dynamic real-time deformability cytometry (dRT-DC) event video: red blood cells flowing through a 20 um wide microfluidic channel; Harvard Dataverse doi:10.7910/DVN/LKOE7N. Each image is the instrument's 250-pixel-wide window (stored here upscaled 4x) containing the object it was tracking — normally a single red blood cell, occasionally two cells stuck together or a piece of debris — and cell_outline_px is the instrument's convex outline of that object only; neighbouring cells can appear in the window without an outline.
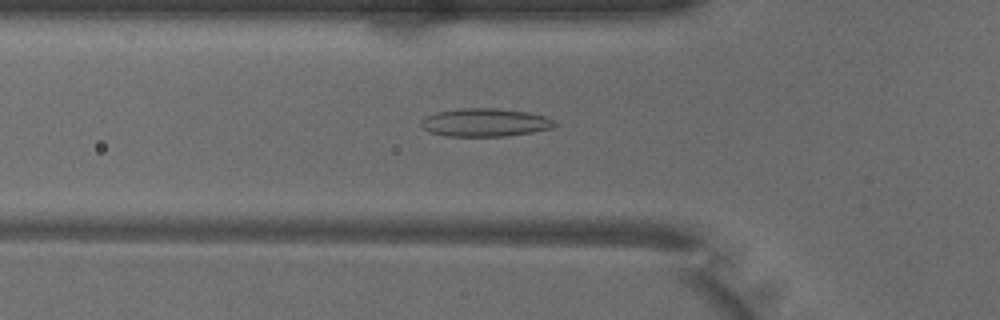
{"species": "common noctule bat (a hibernating species)", "species_latin": "Nyctalus noctula", "temperature_condition": "warm", "stored_images_in_passage": 49, "camera_frame_rate_fps": 3000, "um_per_image_px": 0.085, "animal": {"sex": "male", "body_mass_g": 18.8}, "frame": {"image": 1, "passage_image": 16, "time_ms": 5.0, "image_size_px": [1000, 320], "cell_outline_px": [[560, 124], [552, 128], [532, 132], [504, 136], [448, 136], [428, 132], [420, 124], [420, 120], [424, 116], [436, 112], [460, 108], [500, 108], [528, 112], [544, 116], [556, 120]], "centroid_in_image_um": [41.24, 10.4], "position_along_channel_um": 84.6, "area_um2": 22.2}}
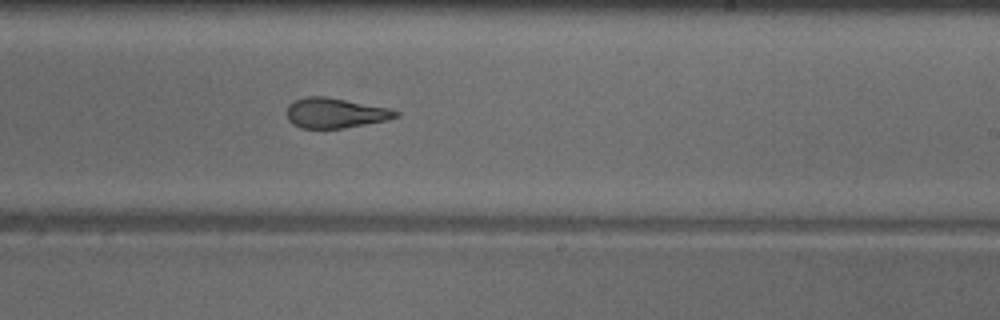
{"frame": {"image": 2, "passage_image": 29, "time_ms": 9.333, "image_size_px": [1000, 320], "cell_outline_px": [[400, 116], [388, 120], [344, 128], [300, 128], [292, 124], [288, 120], [288, 104], [296, 100], [308, 96], [328, 96], [392, 108], [400, 112]], "centroid_in_image_um": [28.55, 9.6], "position_along_channel_um": 260.4, "area_um2": 19.36}}
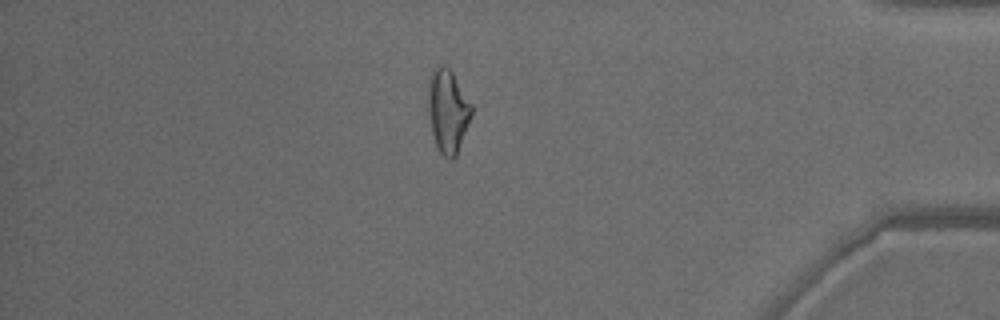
{"frame": {"image": 3, "passage_image": 42, "time_ms": 13.667, "image_size_px": [1000, 320], "cell_outline_px": [[472, 116], [456, 156], [452, 160], [448, 160], [436, 148], [432, 136], [428, 112], [428, 80], [432, 68], [436, 64], [444, 64], [452, 72], [472, 104]], "centroid_in_image_um": [38.04, 9.42], "position_along_channel_um": 397.2, "area_um2": 21.56}, "authors_computed_cell_mechanics": {"area_um2": 21.2704, "velocity_mm_per_s": 4.0441, "shape_relaxation_time_tau1_ms": null, "shape_relaxation_time_tau2_ms": 1.7506, "deformation_change_tau1": null, "deformation_change_tau2": 0.1013}}